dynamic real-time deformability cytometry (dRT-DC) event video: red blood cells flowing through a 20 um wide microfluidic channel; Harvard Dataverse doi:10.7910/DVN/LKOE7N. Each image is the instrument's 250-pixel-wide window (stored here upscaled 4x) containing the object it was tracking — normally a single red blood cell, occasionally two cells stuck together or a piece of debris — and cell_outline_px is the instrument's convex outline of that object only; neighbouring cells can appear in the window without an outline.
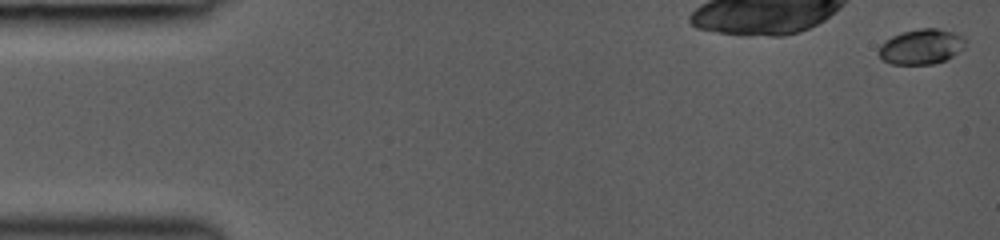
{"species": "common noctule bat (a hibernating species)", "species_latin": "Nyctalus noctula", "temperature_condition": "room temperature", "stored_images_in_passage": 6, "camera_frame_rate_fps": 3000, "um_per_image_px": 0.085, "animal": {"sex": "female", "body_mass_g": 19.0, "forearm_length_mm": 53.3}, "frame": {"image": 1, "passage_image": 1, "time_ms": 0.0, "image_size_px": [1000, 240], "cell_outline_px": [[964, 48], [952, 56], [944, 60], [932, 64], [892, 64], [884, 60], [876, 52], [880, 44], [884, 40], [900, 32], [920, 28], [936, 28], [960, 32], [964, 36]], "centroid_in_image_um": [78.3, 3.94], "position_along_channel_um": 6.7, "area_um2": 18.03}}
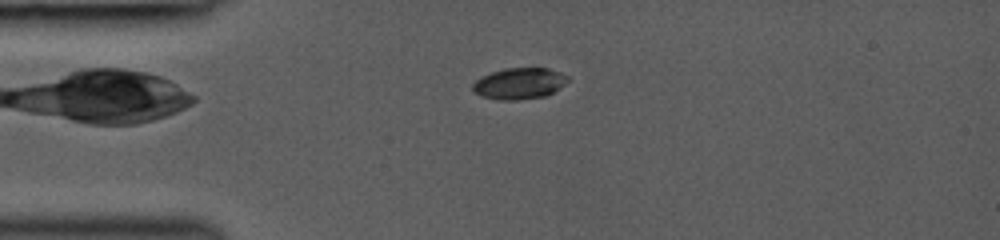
{"frame": {"image": 2, "passage_image": 4, "time_ms": 3.667, "image_size_px": [1000, 240], "cell_outline_px": [[568, 80], [564, 84], [552, 92], [544, 96], [516, 100], [500, 100], [480, 96], [472, 88], [472, 84], [480, 76], [504, 68], [548, 68], [560, 72], [568, 76]], "centroid_in_image_um": [44.11, 7.09], "position_along_channel_um": 40.9, "area_um2": 17.22}}
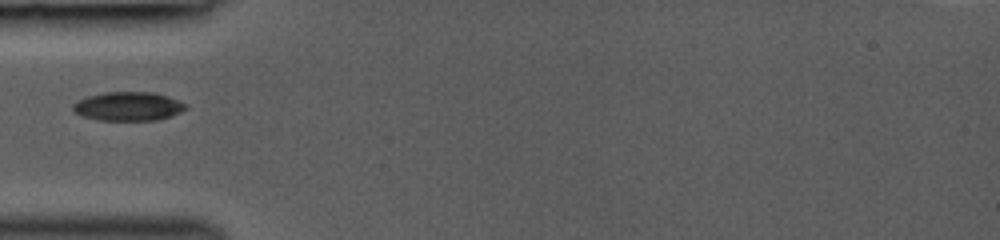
{"frame": {"image": 3, "passage_image": 5, "time_ms": 5.0, "image_size_px": [1000, 240], "cell_outline_px": [[188, 108], [172, 116], [156, 120], [100, 120], [84, 116], [76, 112], [72, 108], [72, 104], [88, 96], [108, 92], [156, 92], [188, 104]], "centroid_in_image_um": [10.96, 9.03], "position_along_channel_um": 74.0, "area_um2": 18.84}}